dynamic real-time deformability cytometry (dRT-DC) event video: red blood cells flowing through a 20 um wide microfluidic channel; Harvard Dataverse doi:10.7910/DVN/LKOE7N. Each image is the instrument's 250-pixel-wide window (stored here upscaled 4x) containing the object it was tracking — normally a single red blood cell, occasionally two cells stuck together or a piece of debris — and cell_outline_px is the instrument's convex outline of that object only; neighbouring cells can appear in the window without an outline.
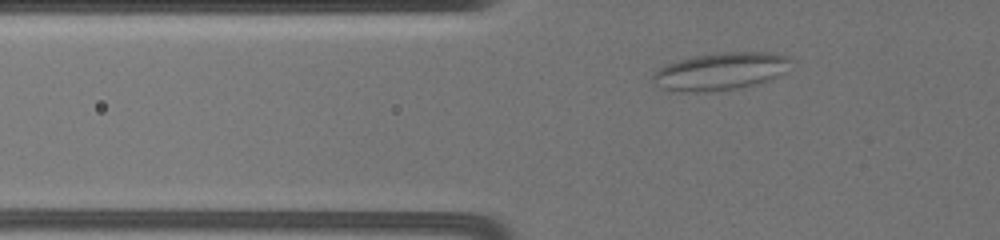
{"species": "common noctule bat (a hibernating species)", "species_latin": "Nyctalus noctula", "temperature_condition": "warm", "stored_images_in_passage": 37, "camera_frame_rate_fps": 3000, "um_per_image_px": 0.085, "animal": {"sex": "female", "body_mass_g": 19.5, "forearm_length_mm": 54.1}, "frame": {"image": 1, "passage_image": 7, "time_ms": 2.667, "image_size_px": [1000, 240], "cell_outline_px": [[788, 60], [784, 72], [772, 80], [760, 84], [740, 88], [716, 92], [680, 92], [660, 88], [652, 80], [652, 76], [656, 68], [680, 60], [696, 56], [724, 52], [768, 52], [788, 56]], "centroid_in_image_um": [61.21, 6.09], "position_along_channel_um": 64.6, "area_um2": 30.29}}
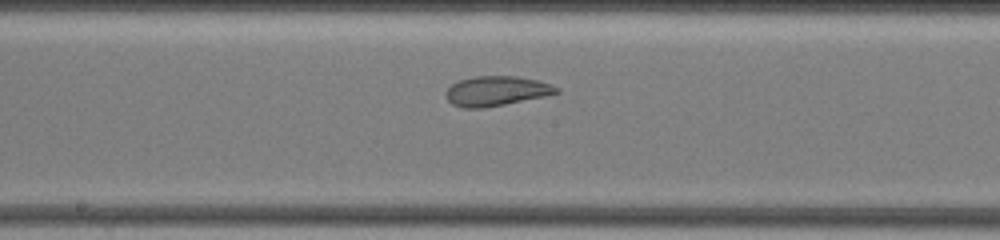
{"frame": {"image": 2, "passage_image": 20, "time_ms": 7.0, "image_size_px": [1000, 240], "cell_outline_px": [[560, 92], [544, 96], [484, 108], [464, 108], [452, 104], [444, 96], [444, 92], [452, 84], [460, 80], [472, 76], [516, 76], [536, 80], [560, 88]], "centroid_in_image_um": [42.14, 7.73], "position_along_channel_um": 206.1, "area_um2": 19.07}}
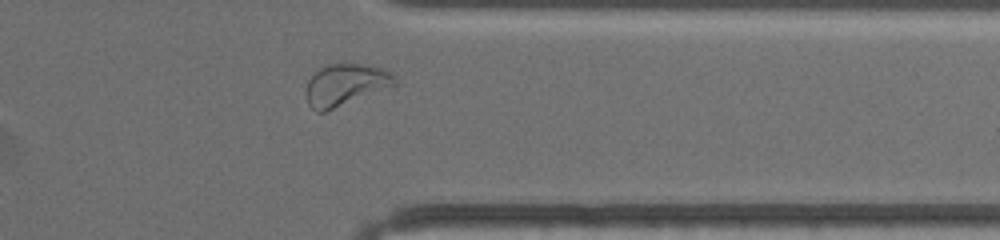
{"frame": {"image": 3, "passage_image": 34, "time_ms": 12.0, "image_size_px": [1000, 240], "cell_outline_px": [[396, 84], [324, 112], [316, 112], [308, 104], [304, 92], [308, 80], [320, 68], [328, 64], [360, 64], [380, 68], [388, 72], [396, 80]], "centroid_in_image_um": [29.27, 7.21], "position_along_channel_um": 382.1, "area_um2": 21.04}, "authors_computed_cell_mechanics": {"area_um2": 19.7098, "velocity_mm_per_s": 3.5406, "shape_relaxation_time_tau1_ms": null, "shape_relaxation_time_tau2_ms": 1.2481, "deformation_change_tau1": null, "deformation_change_tau2": 0.0709}}